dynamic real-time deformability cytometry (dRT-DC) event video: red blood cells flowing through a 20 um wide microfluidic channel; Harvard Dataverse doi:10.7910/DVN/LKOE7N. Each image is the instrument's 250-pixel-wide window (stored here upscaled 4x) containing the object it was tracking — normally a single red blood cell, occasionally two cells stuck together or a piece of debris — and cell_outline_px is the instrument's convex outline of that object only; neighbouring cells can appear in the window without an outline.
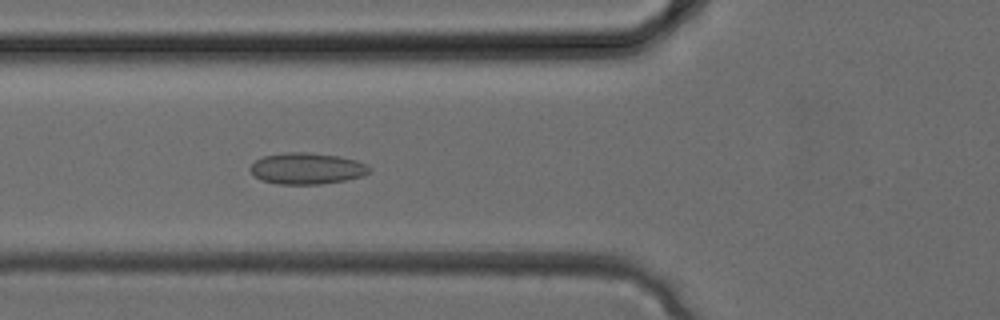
{"species": "common noctule bat (a hibernating species)", "species_latin": "Nyctalus noctula", "temperature_condition": "cold", "stored_images_in_passage": 12, "camera_frame_rate_fps": 3000, "um_per_image_px": 0.085, "animal": {"sex": "female", "body_mass_g": 24.6, "forearm_length_mm": 56.2}, "frame": {"image": 1, "passage_image": 12, "time_ms": 3.667, "image_size_px": [1000, 320], "cell_outline_px": [[372, 168], [364, 176], [344, 180], [320, 184], [276, 184], [260, 180], [248, 168], [256, 160], [264, 156], [284, 152], [308, 152], [340, 156], [356, 160], [368, 164]], "centroid_in_image_um": [26.1, 14.31], "position_along_channel_um": 99.7, "area_um2": 21.91}}